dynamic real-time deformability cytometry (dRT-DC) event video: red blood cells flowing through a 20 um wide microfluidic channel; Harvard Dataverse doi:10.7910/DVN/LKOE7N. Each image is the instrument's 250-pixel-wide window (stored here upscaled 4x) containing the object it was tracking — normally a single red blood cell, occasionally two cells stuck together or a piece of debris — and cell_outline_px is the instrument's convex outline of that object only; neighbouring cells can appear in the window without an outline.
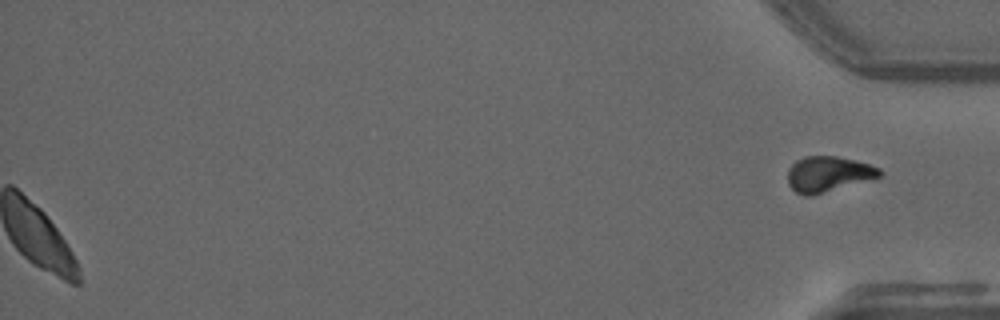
{"species": "common noctule bat (a hibernating species)", "species_latin": "Nyctalus noctula", "temperature_condition": "warm", "stored_images_in_passage": 41, "segment_of_instrument_passage": [2, 2], "camera_frame_rate_fps": 3000, "um_per_image_px": 0.085, "animal": {"sex": "male", "forearm_length_mm": 52.5}, "frame": {"image": 1, "passage_image": 41, "time_ms": 13.333, "image_size_px": [1000, 320], "cell_outline_px": [[884, 172], [876, 180], [812, 196], [804, 196], [796, 192], [788, 184], [788, 168], [796, 160], [804, 156], [836, 156], [856, 160], [880, 168]], "centroid_in_image_um": [70.45, 14.82], "position_along_channel_um": 364.7, "area_um2": 19.65}}